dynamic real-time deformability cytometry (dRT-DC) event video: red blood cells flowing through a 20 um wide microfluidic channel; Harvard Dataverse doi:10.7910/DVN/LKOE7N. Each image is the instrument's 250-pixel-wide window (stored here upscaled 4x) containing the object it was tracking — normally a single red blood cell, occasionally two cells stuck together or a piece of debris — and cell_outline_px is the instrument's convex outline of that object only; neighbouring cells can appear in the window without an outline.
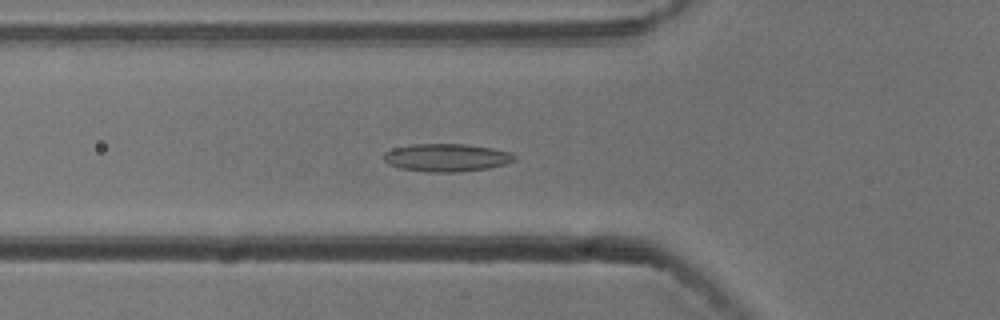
{"species": "common noctule bat (a hibernating species)", "species_latin": "Nyctalus noctula", "temperature_condition": "cold", "stored_images_in_passage": 55, "camera_frame_rate_fps": 3000, "um_per_image_px": 0.085, "animal": {"sex": "male", "body_mass_g": 13.3}, "frame": {"image": 1, "passage_image": 19, "time_ms": 6.0, "image_size_px": [1000, 320], "cell_outline_px": [[516, 160], [504, 164], [488, 168], [460, 172], [428, 172], [400, 168], [388, 164], [384, 160], [384, 152], [392, 148], [412, 144], [464, 144], [492, 148], [512, 152], [516, 156]], "centroid_in_image_um": [37.96, 13.39], "position_along_channel_um": 87.8, "area_um2": 21.33}}
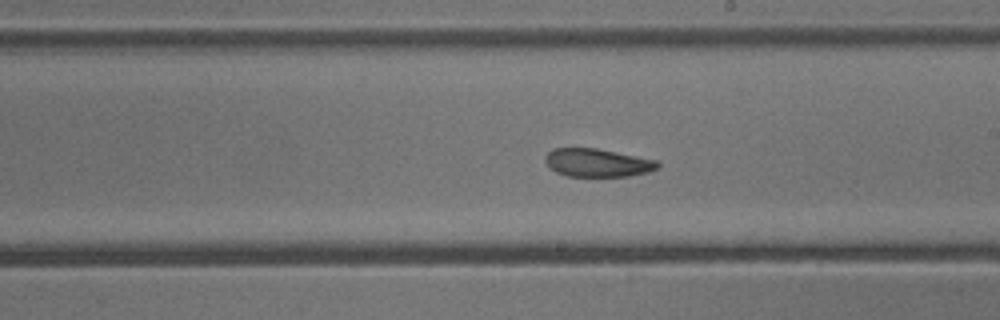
{"frame": {"image": 2, "passage_image": 31, "time_ms": 10.0, "image_size_px": [1000, 320], "cell_outline_px": [[660, 164], [656, 168], [648, 172], [628, 176], [568, 176], [556, 172], [544, 160], [544, 156], [552, 148], [596, 148], [656, 160]], "centroid_in_image_um": [50.75, 13.83], "position_along_channel_um": 238.2, "area_um2": 18.26}}
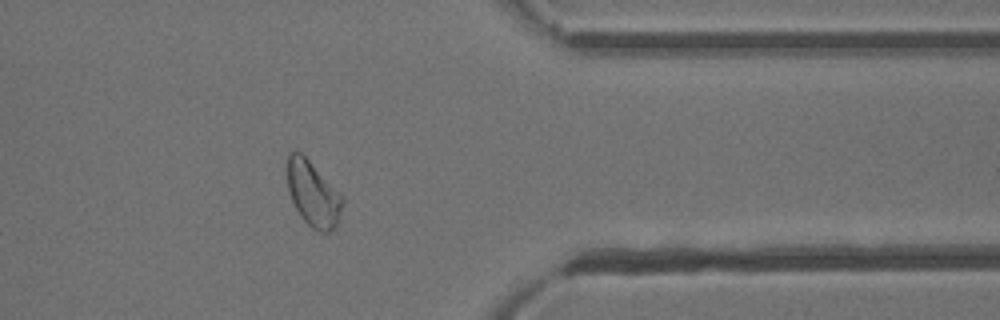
{"frame": {"image": 3, "passage_image": 44, "time_ms": 14.333, "image_size_px": [1000, 320], "cell_outline_px": [[344, 200], [336, 224], [328, 232], [320, 232], [312, 228], [300, 216], [288, 192], [288, 152], [300, 152], [344, 196]], "centroid_in_image_um": [26.61, 16.48], "position_along_channel_um": 384.8, "area_um2": 20.58}, "authors_computed_cell_mechanics": {"area_um2": 21.2126, "velocity_mm_per_s": 3.7411, "shape_relaxation_time_tau1_ms": null, "shape_relaxation_time_tau2_ms": 4.9745, "deformation_change_tau1": null, "deformation_change_tau2": 0.1187}}